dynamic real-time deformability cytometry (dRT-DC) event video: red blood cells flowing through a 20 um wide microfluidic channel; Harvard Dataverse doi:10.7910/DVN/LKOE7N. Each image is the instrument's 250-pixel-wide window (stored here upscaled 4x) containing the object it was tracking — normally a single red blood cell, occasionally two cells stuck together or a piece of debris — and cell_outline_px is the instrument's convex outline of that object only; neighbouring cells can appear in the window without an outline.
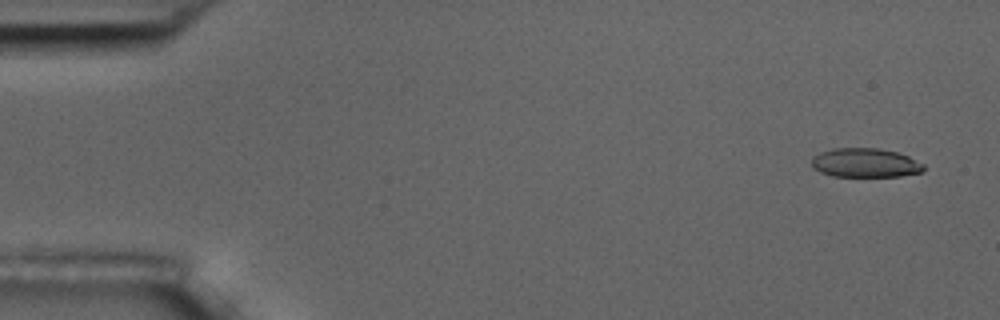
{"species": "common noctule bat (a hibernating species)", "species_latin": "Nyctalus noctula", "temperature_condition": "room temperature", "stored_images_in_passage": 5, "camera_frame_rate_fps": 3000, "um_per_image_px": 0.085, "animal": {"sex": "male", "body_mass_g": 17.5, "forearm_length_mm": 52.3}, "frame": {"image": 1, "passage_image": 1, "time_ms": 0.0, "image_size_px": [1000, 320], "cell_outline_px": [[924, 172], [900, 176], [832, 176], [820, 172], [812, 168], [812, 156], [820, 152], [832, 148], [880, 148], [896, 152], [908, 156], [924, 164]], "centroid_in_image_um": [73.53, 13.84], "position_along_channel_um": 11.5, "area_um2": 19.13}}
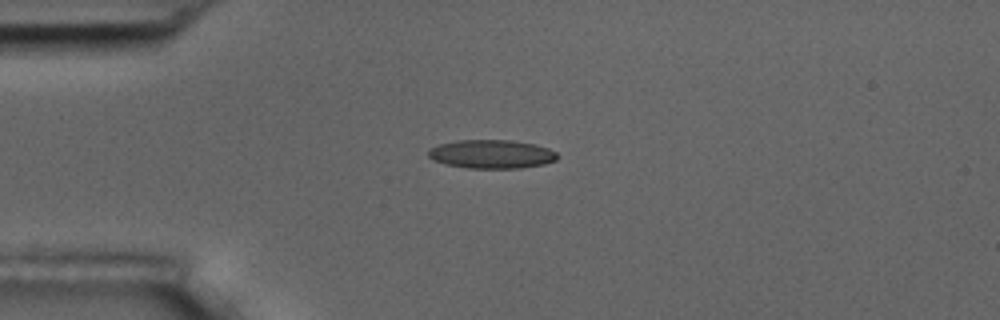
{"frame": {"image": 2, "passage_image": 4, "time_ms": 3.667, "image_size_px": [1000, 320], "cell_outline_px": [[560, 156], [556, 160], [544, 164], [520, 168], [468, 168], [444, 164], [432, 160], [428, 156], [428, 148], [440, 144], [456, 140], [512, 140], [536, 144], [548, 148], [556, 152]], "centroid_in_image_um": [41.78, 13.1], "position_along_channel_um": 43.2, "area_um2": 21.79}}